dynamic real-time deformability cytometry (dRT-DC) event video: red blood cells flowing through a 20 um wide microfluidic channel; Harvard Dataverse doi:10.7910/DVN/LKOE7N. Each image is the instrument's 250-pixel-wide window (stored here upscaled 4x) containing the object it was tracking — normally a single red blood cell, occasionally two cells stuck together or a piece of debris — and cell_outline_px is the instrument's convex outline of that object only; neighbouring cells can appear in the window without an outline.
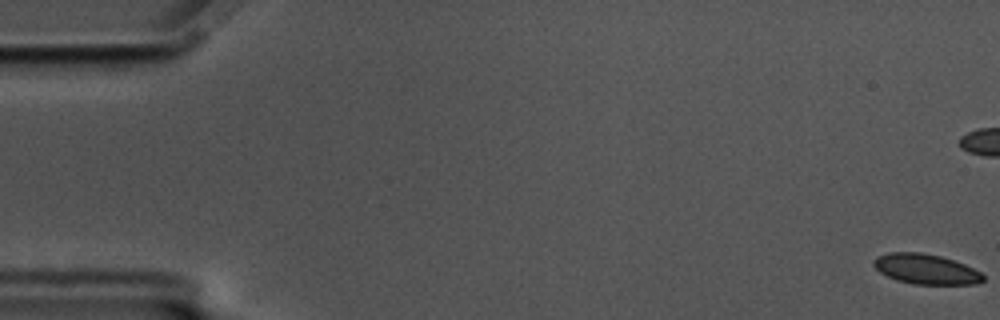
{"species": "common noctule bat (a hibernating species)", "species_latin": "Nyctalus noctula", "temperature_condition": "cold", "stored_images_in_passage": 59, "camera_frame_rate_fps": 3000, "um_per_image_px": 0.085, "animal": {"sex": "male", "body_mass_g": 17.5, "forearm_length_mm": 52.3}, "frame": {"image": 1, "passage_image": 1, "time_ms": 0.0, "image_size_px": [1000, 320], "cell_outline_px": [[984, 280], [980, 284], [912, 284], [896, 280], [880, 272], [872, 264], [872, 260], [876, 256], [888, 252], [920, 252], [940, 256], [964, 264], [980, 272], [984, 276]], "centroid_in_image_um": [78.67, 22.87], "position_along_channel_um": 6.3, "area_um2": 19.25}}
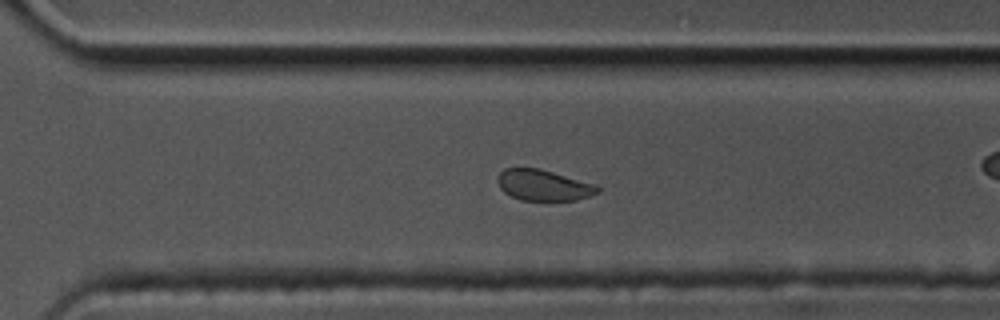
{"frame": {"image": 2, "passage_image": 41, "time_ms": 13.333, "image_size_px": [1000, 320], "cell_outline_px": [[600, 192], [576, 200], [520, 200], [504, 192], [500, 188], [496, 180], [500, 172], [504, 168], [540, 168], [596, 184], [600, 188]], "centroid_in_image_um": [46.19, 15.73], "position_along_channel_um": 324.4, "area_um2": 18.09}}
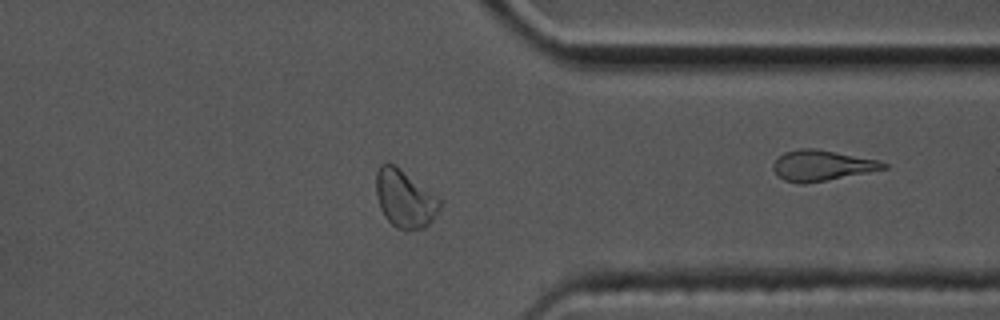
{"frame": {"image": 3, "passage_image": 46, "time_ms": 15.0, "image_size_px": [1000, 320], "cell_outline_px": [[440, 208], [432, 220], [424, 228], [408, 232], [404, 232], [396, 228], [384, 216], [380, 208], [376, 196], [376, 172], [380, 164], [388, 160], [396, 164], [436, 196], [440, 200]], "centroid_in_image_um": [34.36, 16.89], "position_along_channel_um": 377.0, "area_um2": 21.79}, "authors_computed_cell_mechanics": {"area_um2": 19.941, "velocity_mm_per_s": 3.4924, "shape_relaxation_time_tau1_ms": null, "shape_relaxation_time_tau2_ms": 1.2805, "deformation_change_tau1": null, "deformation_change_tau2": 0.0483}}